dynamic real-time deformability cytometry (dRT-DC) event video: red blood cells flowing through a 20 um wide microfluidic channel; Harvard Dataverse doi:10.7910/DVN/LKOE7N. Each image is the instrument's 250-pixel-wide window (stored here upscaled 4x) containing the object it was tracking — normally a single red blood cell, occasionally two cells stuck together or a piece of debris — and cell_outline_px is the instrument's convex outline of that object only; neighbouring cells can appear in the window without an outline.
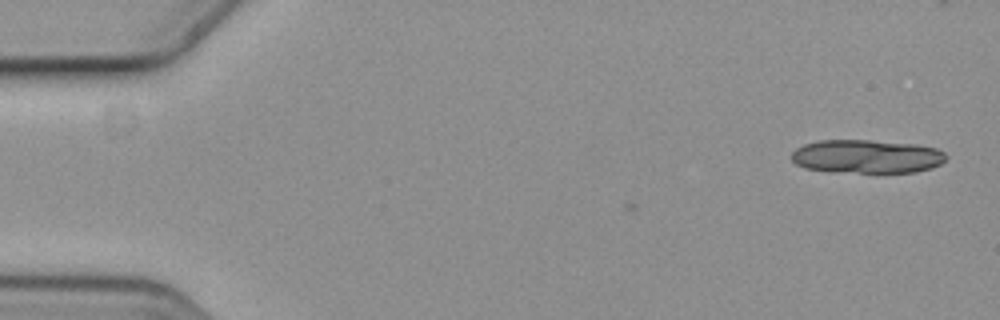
{"species": "common noctule bat (a hibernating species)", "species_latin": "Nyctalus noctula", "temperature_condition": "cold", "stored_images_in_passage": 3, "camera_frame_rate_fps": 3000, "um_per_image_px": 0.085, "animal": {"sex": "female", "body_mass_g": 19.3, "forearm_length_mm": 54.1}, "frame": {"image": 1, "passage_image": 1, "time_ms": 0.0, "image_size_px": [1000, 320], "cell_outline_px": [[948, 156], [940, 164], [932, 168], [916, 172], [832, 172], [804, 168], [796, 164], [792, 160], [792, 152], [796, 148], [804, 144], [820, 140], [872, 140], [916, 144], [936, 148], [944, 152]], "centroid_in_image_um": [73.67, 13.3], "position_along_channel_um": 11.3, "area_um2": 30.4}}